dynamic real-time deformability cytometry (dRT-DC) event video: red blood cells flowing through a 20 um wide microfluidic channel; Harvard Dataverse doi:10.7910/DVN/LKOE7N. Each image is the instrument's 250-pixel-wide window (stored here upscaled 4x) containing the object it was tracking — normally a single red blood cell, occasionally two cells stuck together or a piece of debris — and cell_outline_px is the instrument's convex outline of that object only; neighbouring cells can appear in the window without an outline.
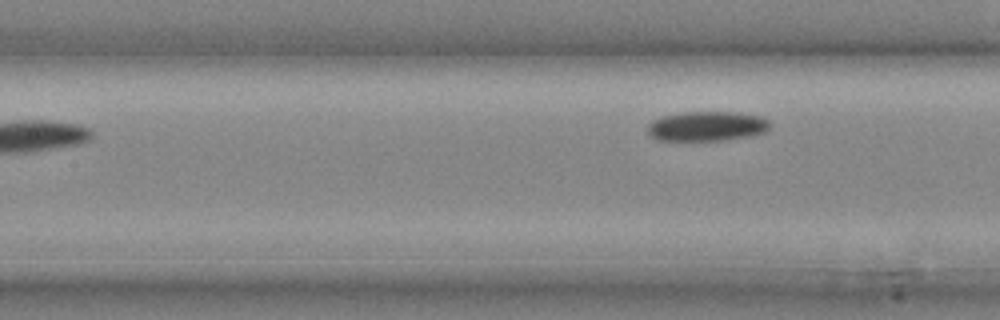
{"species": "common noctule bat (a hibernating species)", "species_latin": "Nyctalus noctula", "temperature_condition": "cold", "stored_images_in_passage": 7, "segment_of_instrument_passage": [2, 2], "camera_frame_rate_fps": 3000, "um_per_image_px": 0.085, "animal": {"sex": "male", "body_mass_g": 20.4}, "frame": {"image": 1, "passage_image": 7, "time_ms": 2.0, "image_size_px": [1000, 320], "cell_outline_px": [[772, 124], [764, 132], [752, 136], [724, 140], [656, 140], [648, 132], [648, 124], [664, 116], [684, 112], [732, 112], [760, 116], [768, 120]], "centroid_in_image_um": [60.13, 10.73], "position_along_channel_um": 147.3, "area_um2": 20.98}}